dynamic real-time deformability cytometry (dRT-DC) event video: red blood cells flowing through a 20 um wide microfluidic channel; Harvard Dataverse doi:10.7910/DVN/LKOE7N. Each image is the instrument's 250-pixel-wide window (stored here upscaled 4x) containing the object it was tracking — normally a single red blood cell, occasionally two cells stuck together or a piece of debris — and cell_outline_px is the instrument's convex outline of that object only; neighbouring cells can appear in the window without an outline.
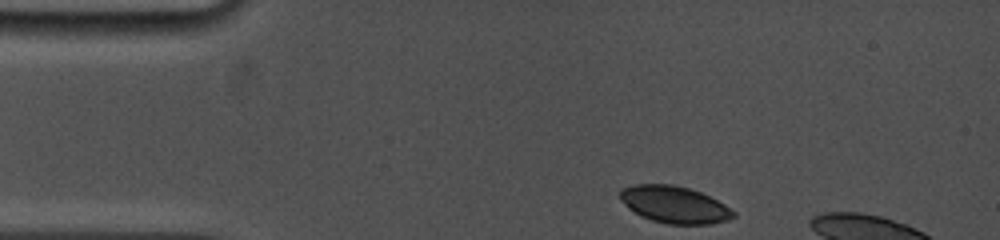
{"species": "common noctule bat (a hibernating species)", "species_latin": "Nyctalus noctula", "temperature_condition": "cold", "stored_images_in_passage": 10, "camera_frame_rate_fps": 5000, "um_per_image_px": 0.085, "animal": {"sex": "female", "body_mass_g": 19.0, "forearm_length_mm": 53.3}, "frame": {"image": 1, "passage_image": 1, "time_ms": 0.0, "image_size_px": [1000, 240], "cell_outline_px": [[736, 216], [728, 220], [712, 224], [668, 224], [652, 220], [640, 216], [628, 208], [620, 200], [620, 188], [636, 184], [672, 184], [688, 188], [700, 192], [724, 204], [736, 212]], "centroid_in_image_um": [57.31, 17.39], "position_along_channel_um": 27.7, "area_um2": 24.51}}